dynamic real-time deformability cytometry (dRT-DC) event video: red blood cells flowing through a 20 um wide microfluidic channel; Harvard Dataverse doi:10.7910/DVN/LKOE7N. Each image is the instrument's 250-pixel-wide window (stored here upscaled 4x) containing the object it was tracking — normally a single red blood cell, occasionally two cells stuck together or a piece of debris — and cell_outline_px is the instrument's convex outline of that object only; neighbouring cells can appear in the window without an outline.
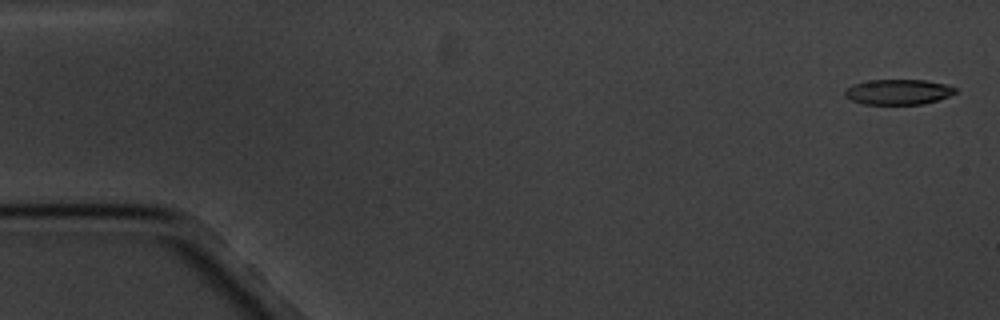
{"species": "common noctule bat (a hibernating species)", "species_latin": "Nyctalus noctula", "temperature_condition": "cold", "stored_images_in_passage": 5, "camera_frame_rate_fps": 3000, "um_per_image_px": 0.085, "animal": {"sex": "male", "body_mass_g": 20.1, "forearm_length_mm": 53.5}, "frame": {"image": 1, "passage_image": 1, "time_ms": 0.0, "image_size_px": [1000, 320], "cell_outline_px": [[956, 92], [948, 96], [936, 100], [920, 104], [864, 104], [852, 100], [844, 96], [844, 92], [852, 84], [868, 80], [924, 80], [944, 84], [956, 88]], "centroid_in_image_um": [76.31, 7.81], "position_along_channel_um": 8.7, "area_um2": 16.07}}